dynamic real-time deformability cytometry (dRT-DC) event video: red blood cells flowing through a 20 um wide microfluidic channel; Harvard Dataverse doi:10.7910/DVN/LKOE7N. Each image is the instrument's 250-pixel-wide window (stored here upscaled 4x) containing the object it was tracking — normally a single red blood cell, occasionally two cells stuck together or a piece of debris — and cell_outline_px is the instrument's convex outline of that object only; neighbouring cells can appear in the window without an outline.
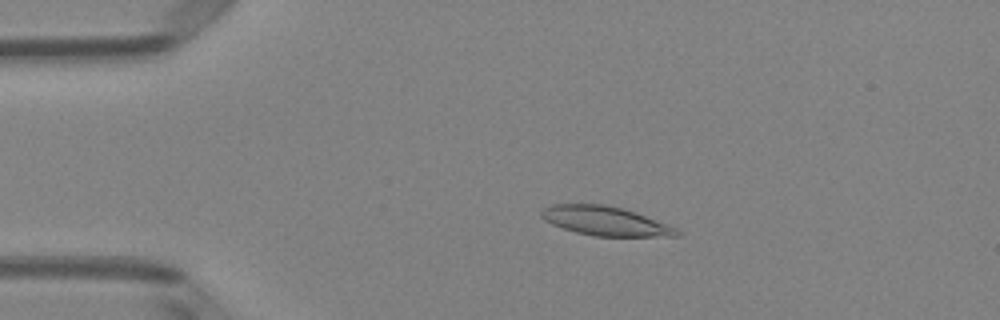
{"species": "Egyptian fruit bat (a non-hibernating species)", "species_latin": "Rousettus aegyptiacus", "temperature_condition": "room temperature", "stored_images_in_passage": 48, "camera_frame_rate_fps": 3000, "um_per_image_px": 0.085, "animal": {"sex": "female"}, "frame": {"image": 1, "passage_image": 8, "time_ms": 2.333, "image_size_px": [1000, 320], "cell_outline_px": [[680, 236], [592, 236], [576, 232], [552, 224], [544, 220], [540, 216], [540, 212], [544, 208], [552, 204], [604, 204], [624, 208], [668, 224], [676, 228], [680, 232]], "centroid_in_image_um": [51.44, 18.78], "position_along_channel_um": 33.6, "area_um2": 23.0}}
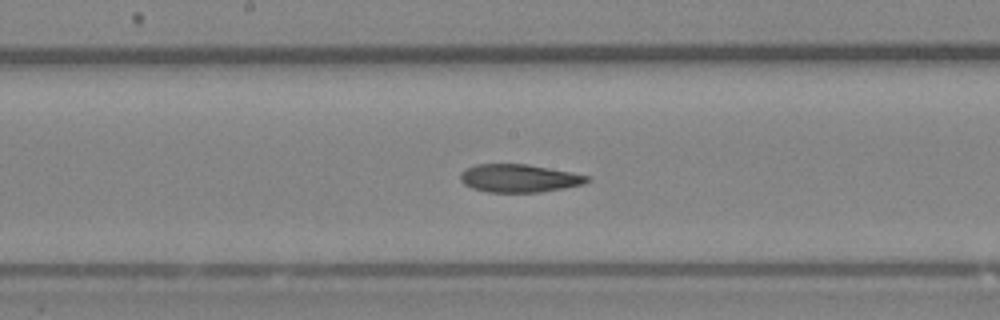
{"frame": {"image": 2, "passage_image": 24, "time_ms": 7.667, "image_size_px": [1000, 320], "cell_outline_px": [[592, 180], [584, 184], [564, 188], [540, 192], [488, 192], [472, 188], [464, 184], [460, 180], [460, 172], [464, 168], [476, 164], [528, 164], [572, 172], [592, 176]], "centroid_in_image_um": [44.15, 15.14], "position_along_channel_um": 204.1, "area_um2": 20.98}}
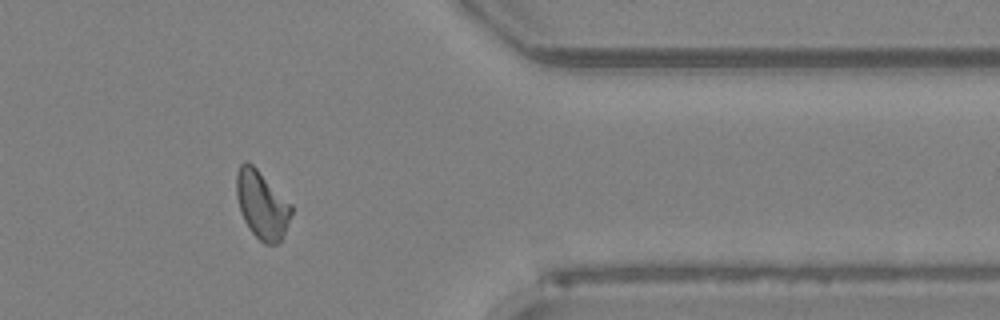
{"frame": {"image": 3, "passage_image": 39, "time_ms": 12.667, "image_size_px": [1000, 320], "cell_outline_px": [[292, 212], [284, 232], [280, 240], [276, 244], [264, 244], [252, 232], [244, 220], [240, 212], [236, 196], [236, 172], [240, 164], [244, 160], [248, 160], [292, 204]], "centroid_in_image_um": [22.23, 17.37], "position_along_channel_um": 389.2, "area_um2": 21.62}, "authors_computed_cell_mechanics": {"area_um2": 21.5594, "velocity_mm_per_s": 4.0443, "shape_relaxation_time_tau1_ms": null, "shape_relaxation_time_tau2_ms": 4.8861, "deformation_change_tau1": null, "deformation_change_tau2": 0.1134}}